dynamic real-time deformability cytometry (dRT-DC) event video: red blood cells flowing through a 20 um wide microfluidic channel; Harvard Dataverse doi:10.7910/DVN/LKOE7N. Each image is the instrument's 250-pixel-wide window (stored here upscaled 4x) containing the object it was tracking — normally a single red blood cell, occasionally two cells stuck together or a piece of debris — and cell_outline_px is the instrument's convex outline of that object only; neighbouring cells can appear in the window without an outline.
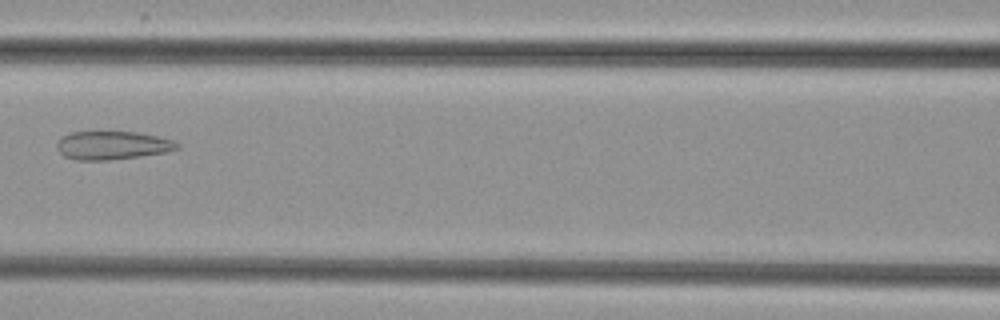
{"species": "common noctule bat (a hibernating species)", "species_latin": "Nyctalus noctula", "temperature_condition": "cold", "stored_images_in_passage": 6, "camera_frame_rate_fps": 3000, "um_per_image_px": 0.085, "animal": {"sex": "female", "body_mass_g": 29.2, "forearm_length_mm": 56.3}, "frame": {"image": 1, "passage_image": 6, "time_ms": 6.667, "image_size_px": [1000, 320], "cell_outline_px": [[180, 148], [168, 152], [140, 156], [108, 160], [76, 160], [64, 156], [56, 148], [56, 144], [64, 136], [72, 132], [136, 132], [156, 136], [172, 140], [180, 144]], "centroid_in_image_um": [9.57, 12.36], "position_along_channel_um": 157.0, "area_um2": 19.77}}